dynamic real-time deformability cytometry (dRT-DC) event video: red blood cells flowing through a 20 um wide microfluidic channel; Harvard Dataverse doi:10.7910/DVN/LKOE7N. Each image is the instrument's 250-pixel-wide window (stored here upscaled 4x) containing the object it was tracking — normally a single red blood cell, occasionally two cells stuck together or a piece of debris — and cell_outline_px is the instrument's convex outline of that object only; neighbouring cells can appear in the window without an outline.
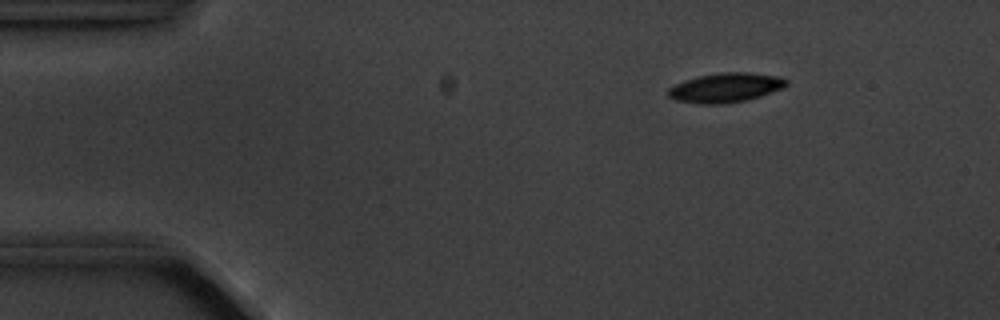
{"species": "common noctule bat (a hibernating species)", "species_latin": "Nyctalus noctula", "temperature_condition": "cold", "stored_images_in_passage": 3, "camera_frame_rate_fps": 3000, "um_per_image_px": 0.085, "animal": {"sex": "male", "body_mass_g": 20.1, "forearm_length_mm": 53.5}, "frame": {"image": 1, "passage_image": 1, "time_ms": 0.0, "image_size_px": [1000, 320], "cell_outline_px": [[788, 84], [784, 88], [760, 96], [744, 100], [724, 104], [700, 104], [676, 100], [668, 96], [668, 88], [676, 84], [700, 76], [720, 72], [748, 72], [780, 76], [788, 80]], "centroid_in_image_um": [61.72, 7.45], "position_along_channel_um": 23.3, "area_um2": 20.17}}